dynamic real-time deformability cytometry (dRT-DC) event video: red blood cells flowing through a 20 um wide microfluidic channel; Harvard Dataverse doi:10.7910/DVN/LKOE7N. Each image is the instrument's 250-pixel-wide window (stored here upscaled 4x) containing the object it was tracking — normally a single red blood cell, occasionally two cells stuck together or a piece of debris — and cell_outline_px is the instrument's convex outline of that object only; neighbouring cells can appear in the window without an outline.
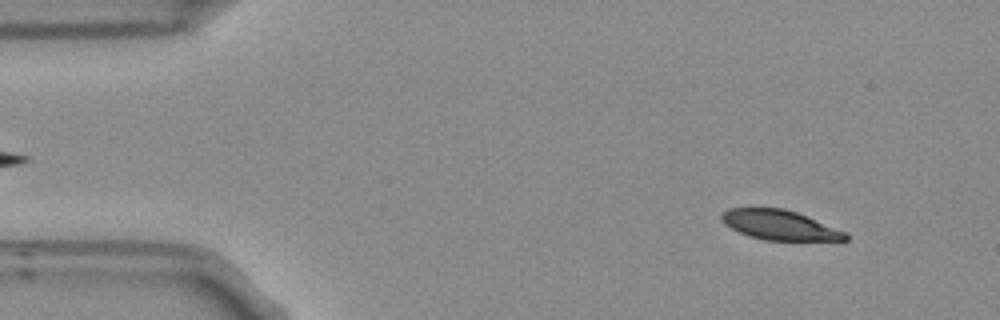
{"species": "Egyptian fruit bat (a non-hibernating species)", "species_latin": "Rousettus aegyptiacus", "temperature_condition": "room temperature", "stored_images_in_passage": 53, "camera_frame_rate_fps": 3000, "um_per_image_px": 0.085, "frame": {"image": 1, "passage_image": 5, "time_ms": 1.333, "image_size_px": [1000, 320], "cell_outline_px": [[848, 240], [764, 240], [748, 236], [724, 224], [720, 220], [720, 216], [728, 208], [784, 208], [796, 212], [844, 232], [848, 236]], "centroid_in_image_um": [66.2, 19.12], "position_along_channel_um": 18.8, "area_um2": 21.1}}
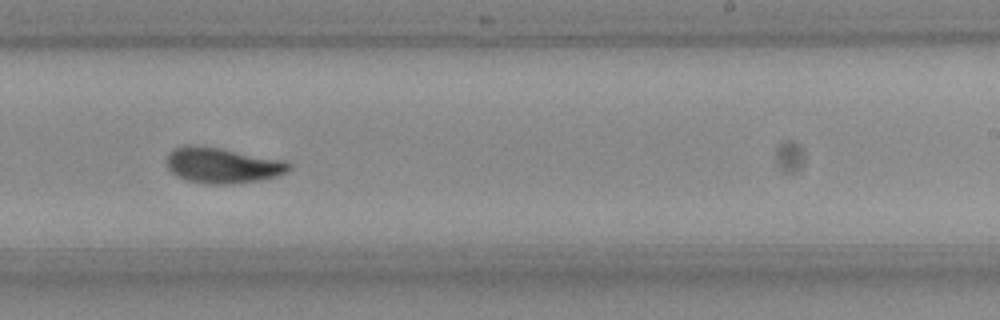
{"frame": {"image": 2, "passage_image": 32, "time_ms": 10.333, "image_size_px": [1000, 320], "cell_outline_px": [[292, 168], [288, 172], [280, 176], [264, 180], [232, 184], [204, 184], [188, 180], [176, 176], [168, 168], [168, 152], [176, 148], [188, 144], [192, 144], [216, 148], [284, 160], [292, 164]], "centroid_in_image_um": [18.96, 14.08], "position_along_channel_um": 270.0, "area_um2": 25.43}}
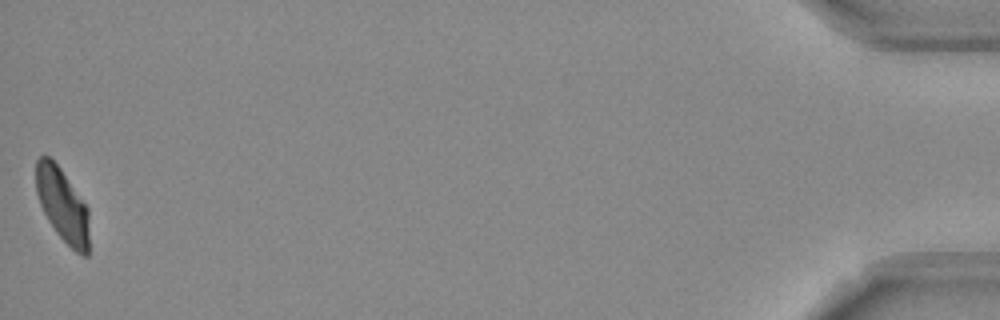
{"frame": {"image": 3, "passage_image": 53, "time_ms": 17.333, "image_size_px": [1000, 320], "cell_outline_px": [[88, 256], [84, 256], [76, 252], [56, 232], [48, 220], [40, 204], [36, 192], [36, 160], [40, 156], [48, 156], [60, 168], [88, 208]], "centroid_in_image_um": [5.3, 17.42], "position_along_channel_um": 429.9, "area_um2": 22.43}, "authors_computed_cell_mechanics": {"area_um2": 24.1604, "velocity_mm_per_s": 3.7342, "shape_relaxation_time_tau1_ms": 3.0853, "shape_relaxation_time_tau2_ms": 1.8182, "deformation_change_tau1": 0.12, "deformation_change_tau2": 0.0669}}